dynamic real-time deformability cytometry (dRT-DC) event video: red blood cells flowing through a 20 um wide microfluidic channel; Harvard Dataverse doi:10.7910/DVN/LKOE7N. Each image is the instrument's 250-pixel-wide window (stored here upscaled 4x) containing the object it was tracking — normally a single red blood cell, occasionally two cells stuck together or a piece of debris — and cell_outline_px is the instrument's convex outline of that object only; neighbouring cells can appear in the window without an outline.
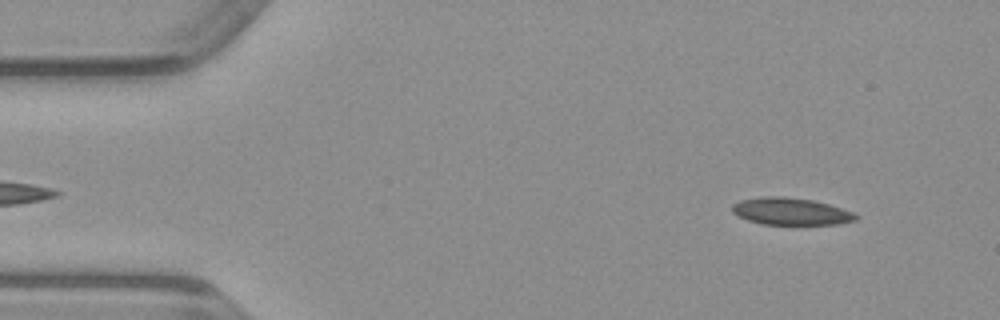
{"species": "common noctule bat (a hibernating species)", "species_latin": "Nyctalus noctula", "temperature_condition": "warm", "stored_images_in_passage": 49, "camera_frame_rate_fps": 3000, "um_per_image_px": 0.085, "animal": {"sex": "male", "body_mass_g": 23.1, "forearm_length_mm": 52.7}, "frame": {"image": 1, "passage_image": 5, "time_ms": 1.333, "image_size_px": [1000, 320], "cell_outline_px": [[860, 216], [856, 220], [840, 224], [764, 224], [748, 220], [732, 212], [732, 204], [740, 200], [764, 196], [784, 196], [812, 200], [828, 204], [852, 212]], "centroid_in_image_um": [67.22, 17.96], "position_along_channel_um": 17.8, "area_um2": 19.42}}
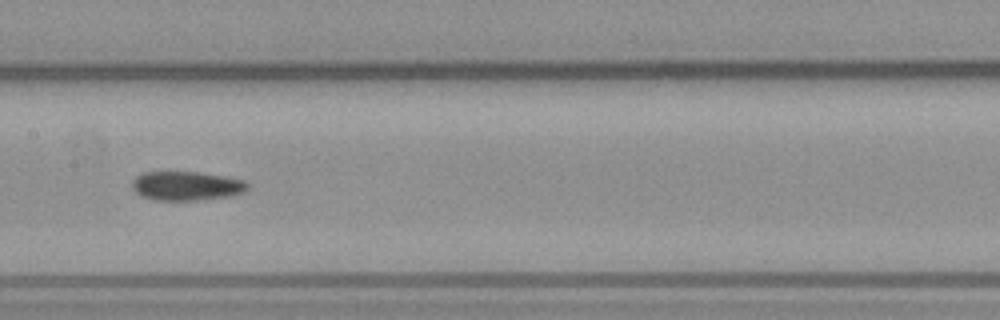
{"frame": {"image": 2, "passage_image": 24, "time_ms": 7.667, "image_size_px": [1000, 320], "cell_outline_px": [[248, 188], [244, 192], [232, 196], [196, 200], [152, 200], [140, 196], [132, 188], [132, 180], [136, 176], [144, 172], [200, 172], [244, 180], [248, 184]], "centroid_in_image_um": [15.83, 15.81], "position_along_channel_um": 191.6, "area_um2": 19.65}}
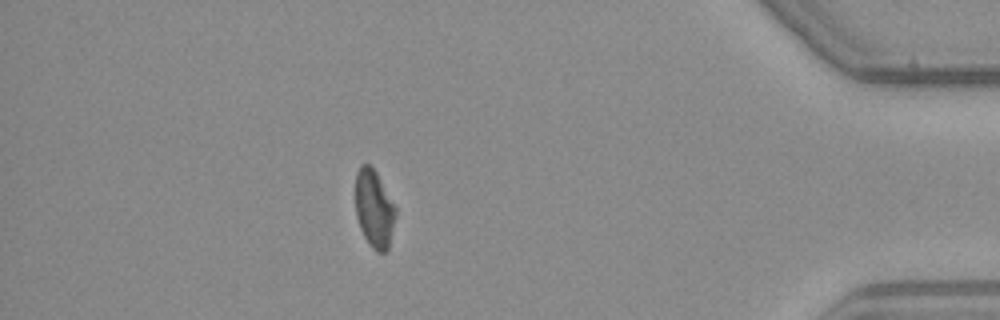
{"frame": {"image": 3, "passage_image": 43, "time_ms": 14.0, "image_size_px": [1000, 320], "cell_outline_px": [[396, 216], [388, 248], [384, 252], [376, 252], [372, 248], [364, 236], [360, 228], [356, 216], [356, 172], [360, 164], [368, 164], [376, 172], [396, 208]], "centroid_in_image_um": [31.8, 17.75], "position_along_channel_um": 403.4, "area_um2": 18.03}}